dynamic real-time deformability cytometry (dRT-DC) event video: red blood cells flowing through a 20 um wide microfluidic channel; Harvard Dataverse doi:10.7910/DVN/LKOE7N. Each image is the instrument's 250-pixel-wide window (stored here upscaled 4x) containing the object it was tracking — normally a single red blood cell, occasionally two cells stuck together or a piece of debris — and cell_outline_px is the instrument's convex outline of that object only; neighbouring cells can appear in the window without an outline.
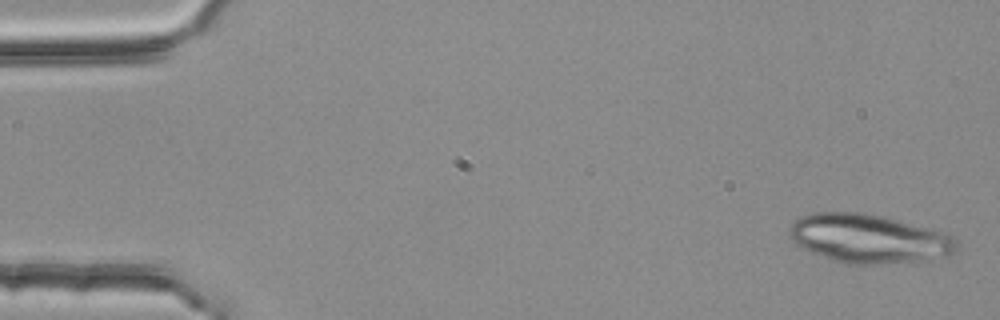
{"species": "common noctule bat (a hibernating species)", "species_latin": "Nyctalus noctula", "temperature_condition": "room temperature", "stored_images_in_passage": 5, "camera_frame_rate_fps": 3000, "um_per_image_px": 0.085, "animal": {"sex": "female", "body_mass_g": 25.1}, "frame": {"image": 1, "passage_image": 1, "time_ms": 0.0, "image_size_px": [1000, 320], "cell_outline_px": [[960, 248], [948, 256], [916, 260], [872, 264], [844, 264], [832, 260], [812, 252], [796, 244], [788, 236], [788, 228], [800, 216], [812, 212], [864, 212], [884, 216], [928, 228], [956, 236]], "centroid_in_image_um": [73.83, 20.26], "position_along_channel_um": 11.2, "area_um2": 47.57}}